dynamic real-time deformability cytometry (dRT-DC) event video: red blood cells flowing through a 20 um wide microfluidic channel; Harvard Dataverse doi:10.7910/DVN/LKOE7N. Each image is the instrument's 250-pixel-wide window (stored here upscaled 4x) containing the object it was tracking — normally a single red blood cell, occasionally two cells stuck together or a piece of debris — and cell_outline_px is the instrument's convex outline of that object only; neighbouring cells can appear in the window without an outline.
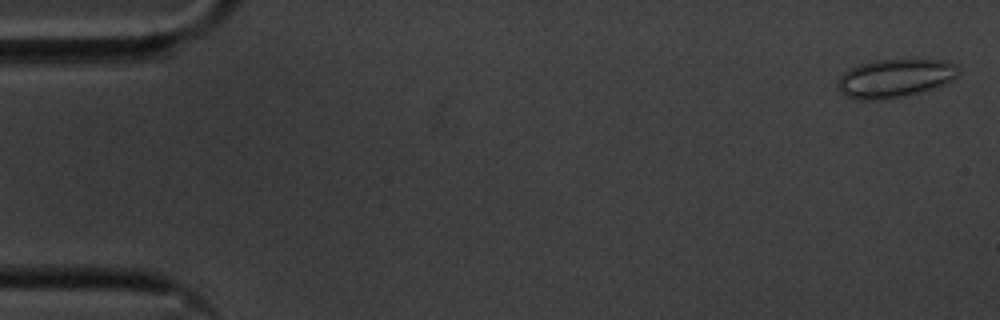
{"species": "common noctule bat (a hibernating species)", "species_latin": "Nyctalus noctula", "temperature_condition": "cold", "stored_images_in_passage": 56, "camera_frame_rate_fps": 3000, "um_per_image_px": 0.085, "animal": {"sex": "male", "body_mass_g": 20.1, "forearm_length_mm": 53.5}, "frame": {"image": 1, "passage_image": 2, "time_ms": 0.333, "image_size_px": [1000, 320], "cell_outline_px": [[960, 72], [952, 80], [944, 84], [932, 88], [900, 96], [876, 100], [856, 100], [844, 96], [840, 92], [836, 84], [840, 76], [848, 68], [860, 64], [876, 60], [944, 60], [956, 64], [960, 68]], "centroid_in_image_um": [76.03, 6.64], "position_along_channel_um": 9.0, "area_um2": 26.93}}
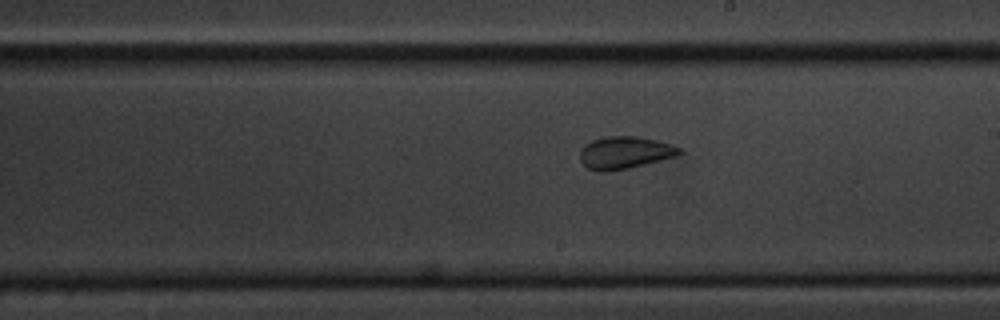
{"frame": {"image": 2, "passage_image": 32, "time_ms": 10.333, "image_size_px": [1000, 320], "cell_outline_px": [[684, 152], [676, 156], [628, 168], [604, 172], [600, 172], [588, 168], [580, 160], [580, 148], [584, 144], [592, 140], [608, 136], [636, 136], [656, 140], [680, 148]], "centroid_in_image_um": [53.07, 12.97], "position_along_channel_um": 235.9, "area_um2": 18.61}}
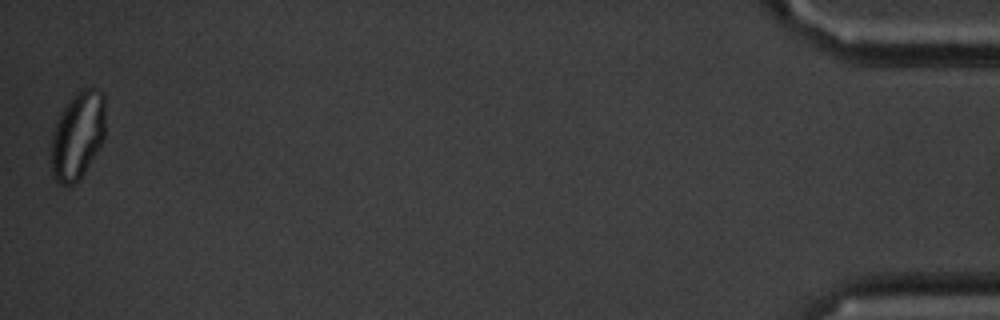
{"frame": {"image": 3, "passage_image": 56, "time_ms": 18.333, "image_size_px": [1000, 320], "cell_outline_px": [[104, 140], [80, 180], [72, 184], [56, 184], [52, 176], [52, 132], [60, 112], [68, 100], [76, 92], [84, 88], [100, 88], [104, 92]], "centroid_in_image_um": [6.6, 11.5], "position_along_channel_um": 428.6, "area_um2": 28.03}, "authors_computed_cell_mechanics": {"area_um2": 21.1259, "velocity_mm_per_s": 3.5531, "shape_relaxation_time_tau1_ms": 6.8636, "shape_relaxation_time_tau2_ms": 1.0184, "deformation_change_tau1": 0.1034, "deformation_change_tau2": 0.0471}}